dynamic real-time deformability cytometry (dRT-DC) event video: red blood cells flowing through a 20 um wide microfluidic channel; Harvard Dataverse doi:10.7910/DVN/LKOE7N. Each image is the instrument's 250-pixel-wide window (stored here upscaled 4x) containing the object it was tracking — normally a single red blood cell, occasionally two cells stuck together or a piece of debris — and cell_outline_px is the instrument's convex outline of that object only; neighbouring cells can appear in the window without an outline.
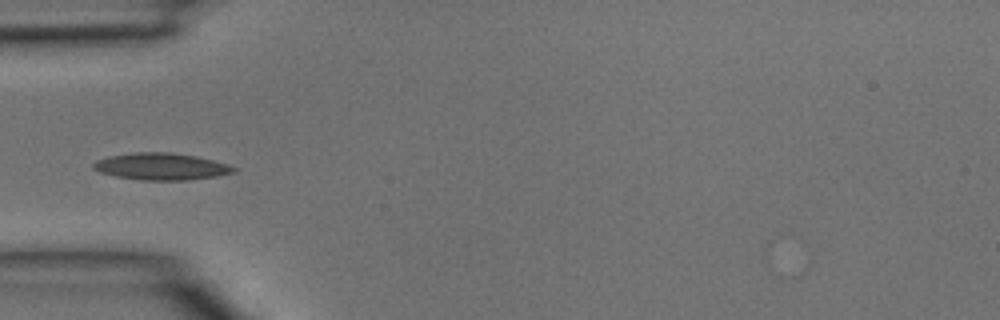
{"species": "common noctule bat (a hibernating species)", "species_latin": "Nyctalus noctula", "temperature_condition": "room temperature", "stored_images_in_passage": 28, "camera_frame_rate_fps": 3000, "um_per_image_px": 0.085, "animal": {"sex": "male", "body_mass_g": 15.6}, "frame": {"image": 1, "passage_image": 1, "time_ms": 0.0, "image_size_px": [1000, 320], "cell_outline_px": [[236, 172], [216, 176], [188, 180], [140, 180], [116, 176], [100, 172], [92, 168], [92, 164], [96, 160], [108, 156], [132, 152], [172, 152], [196, 156], [228, 164], [236, 168]], "centroid_in_image_um": [13.68, 14.14], "position_along_channel_um": 71.3, "area_um2": 22.08}}
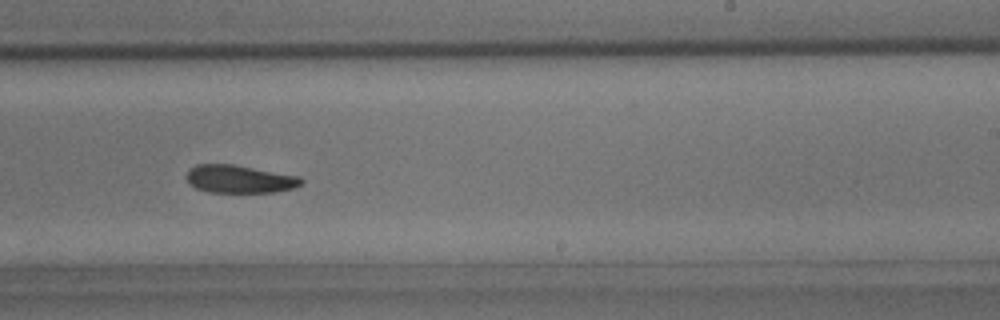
{"frame": {"image": 2, "passage_image": 13, "time_ms": 4.0, "image_size_px": [1000, 320], "cell_outline_px": [[304, 184], [292, 188], [272, 192], [208, 192], [196, 188], [188, 180], [188, 172], [196, 164], [232, 164], [300, 176], [304, 180]], "centroid_in_image_um": [20.41, 15.22], "position_along_channel_um": 268.6, "area_um2": 18.44}}
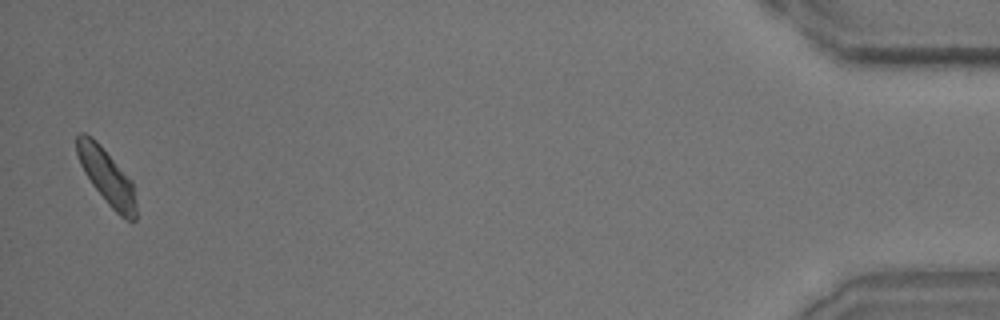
{"frame": {"image": 3, "passage_image": 28, "time_ms": 9.0, "image_size_px": [1000, 320], "cell_outline_px": [[136, 220], [132, 224], [120, 216], [108, 204], [92, 184], [84, 172], [80, 164], [76, 152], [76, 136], [80, 132], [84, 132], [92, 136], [100, 144], [132, 180], [136, 204]], "centroid_in_image_um": [9.08, 15.01], "position_along_channel_um": 426.1, "area_um2": 19.31}}